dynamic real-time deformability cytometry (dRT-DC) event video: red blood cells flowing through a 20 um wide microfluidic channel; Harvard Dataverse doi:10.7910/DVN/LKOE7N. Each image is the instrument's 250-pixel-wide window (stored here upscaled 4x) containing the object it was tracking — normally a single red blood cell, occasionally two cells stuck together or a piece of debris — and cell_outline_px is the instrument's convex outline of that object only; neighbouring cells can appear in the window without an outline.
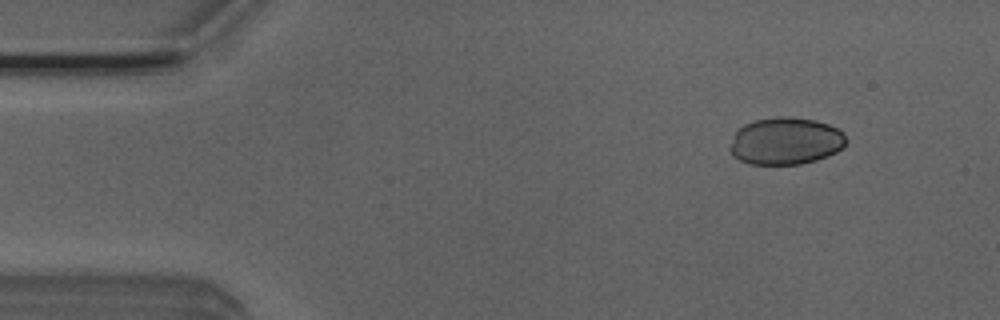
{"species": "Egyptian fruit bat (a non-hibernating species)", "species_latin": "Rousettus aegyptiacus", "temperature_condition": "room temperature", "stored_images_in_passage": 5, "camera_frame_rate_fps": 3000, "um_per_image_px": 0.085, "animal": {"sex": "male"}, "frame": {"image": 1, "passage_image": 2, "time_ms": 0.333, "image_size_px": [1000, 320], "cell_outline_px": [[848, 140], [844, 148], [836, 152], [816, 160], [800, 164], [748, 164], [732, 156], [728, 148], [736, 132], [744, 124], [756, 120], [780, 116], [788, 116], [816, 120], [828, 124], [844, 132]], "centroid_in_image_um": [66.8, 11.99], "position_along_channel_um": 18.2, "area_um2": 32.19}}